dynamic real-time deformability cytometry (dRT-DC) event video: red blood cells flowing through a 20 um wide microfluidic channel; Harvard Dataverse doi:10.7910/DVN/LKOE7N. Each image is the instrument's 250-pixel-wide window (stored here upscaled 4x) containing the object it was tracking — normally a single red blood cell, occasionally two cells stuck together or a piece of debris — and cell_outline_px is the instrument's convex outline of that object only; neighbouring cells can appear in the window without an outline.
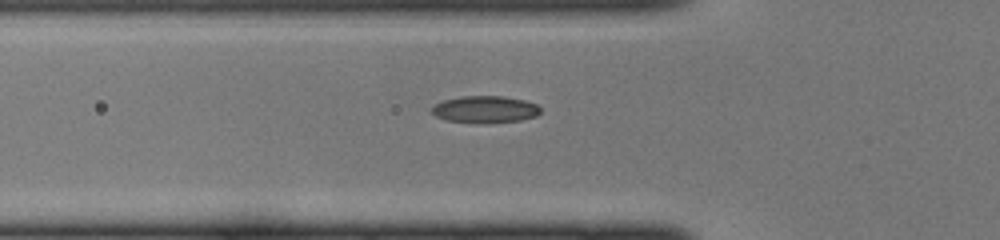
{"species": "common noctule bat (a hibernating species)", "species_latin": "Nyctalus noctula", "temperature_condition": "cold", "stored_images_in_passage": 31, "camera_frame_rate_fps": 3000, "um_per_image_px": 0.085, "animal": {"sex": "female", "body_mass_g": 22.0, "forearm_length_mm": 56.7}, "frame": {"image": 1, "passage_image": 5, "time_ms": 1.333, "image_size_px": [1000, 240], "cell_outline_px": [[540, 112], [536, 116], [520, 120], [476, 124], [444, 120], [436, 116], [432, 112], [432, 108], [436, 104], [444, 100], [464, 96], [504, 96], [524, 100], [536, 104], [540, 108]], "centroid_in_image_um": [41.22, 9.31], "position_along_channel_um": 84.6, "area_um2": 17.11}}
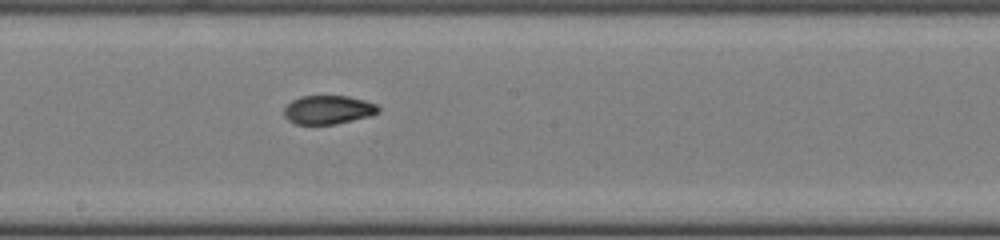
{"frame": {"image": 2, "passage_image": 14, "time_ms": 4.333, "image_size_px": [1000, 240], "cell_outline_px": [[380, 112], [372, 116], [336, 124], [296, 124], [288, 120], [284, 116], [284, 108], [292, 100], [300, 96], [348, 96], [364, 100], [376, 104], [380, 108]], "centroid_in_image_um": [27.92, 9.33], "position_along_channel_um": 220.3, "area_um2": 15.9}}
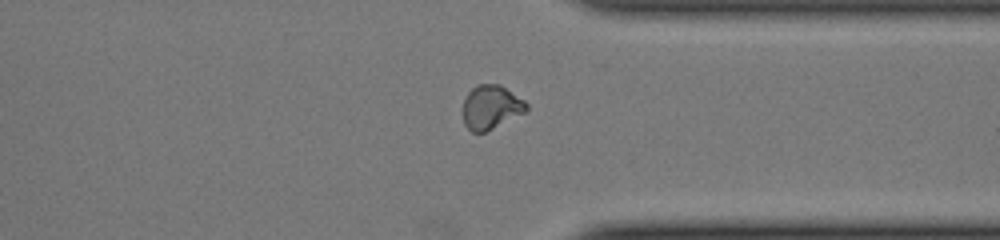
{"frame": {"image": 3, "passage_image": 24, "time_ms": 7.667, "image_size_px": [1000, 240], "cell_outline_px": [[528, 108], [524, 112], [484, 132], [472, 132], [464, 124], [464, 100], [468, 92], [476, 84], [500, 84], [524, 100], [528, 104]], "centroid_in_image_um": [41.72, 9.08], "position_along_channel_um": 369.7, "area_um2": 15.95}}